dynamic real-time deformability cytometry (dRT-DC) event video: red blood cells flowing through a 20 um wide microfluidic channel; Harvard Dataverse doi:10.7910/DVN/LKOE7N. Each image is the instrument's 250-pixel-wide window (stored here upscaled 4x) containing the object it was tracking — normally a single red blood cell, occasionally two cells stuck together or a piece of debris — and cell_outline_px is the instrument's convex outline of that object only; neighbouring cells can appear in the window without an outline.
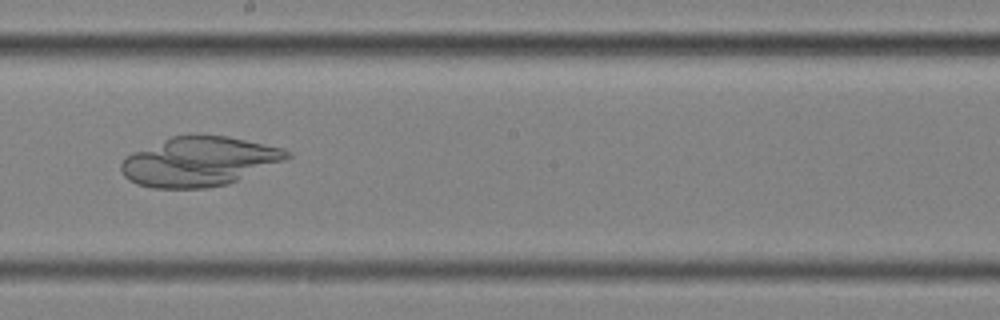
{"species": "common noctule bat (a hibernating species)", "species_latin": "Nyctalus noctula", "temperature_condition": "cold", "stored_images_in_passage": 56, "camera_frame_rate_fps": 3000, "um_per_image_px": 0.085, "animal": {"sex": "female", "body_mass_g": 25.1}, "frame": {"image": 1, "passage_image": 32, "time_ms": 10.333, "image_size_px": [1000, 320], "cell_outline_px": [[292, 156], [288, 160], [228, 184], [204, 188], [152, 188], [136, 184], [128, 180], [124, 176], [120, 168], [120, 164], [132, 152], [172, 136], [228, 136], [284, 148], [292, 152]], "centroid_in_image_um": [16.97, 13.74], "position_along_channel_um": 231.2, "area_um2": 47.69}}